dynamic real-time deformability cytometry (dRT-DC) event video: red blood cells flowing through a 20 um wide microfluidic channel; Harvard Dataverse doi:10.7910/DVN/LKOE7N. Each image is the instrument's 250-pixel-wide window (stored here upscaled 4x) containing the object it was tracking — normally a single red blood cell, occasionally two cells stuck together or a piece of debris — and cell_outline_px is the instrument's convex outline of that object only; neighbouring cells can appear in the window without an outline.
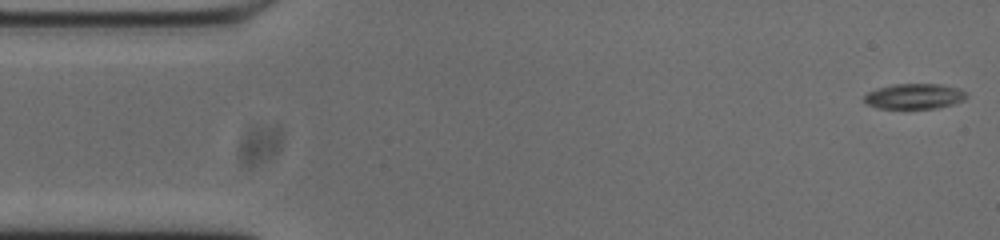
{"species": "common noctule bat (a hibernating species)", "species_latin": "Nyctalus noctula", "temperature_condition": "cold", "stored_images_in_passage": 54, "camera_frame_rate_fps": 3000, "um_per_image_px": 0.085, "animal": {"sex": "male", "body_mass_g": 20.0, "forearm_length_mm": 53.3}, "frame": {"image": 1, "passage_image": 1, "time_ms": 0.0, "image_size_px": [1000, 240], "cell_outline_px": [[968, 96], [964, 100], [952, 104], [936, 108], [876, 108], [868, 104], [864, 100], [864, 96], [868, 92], [876, 88], [892, 84], [940, 84], [956, 88], [964, 92]], "centroid_in_image_um": [77.69, 8.18], "position_along_channel_um": 7.3, "area_um2": 14.97}}
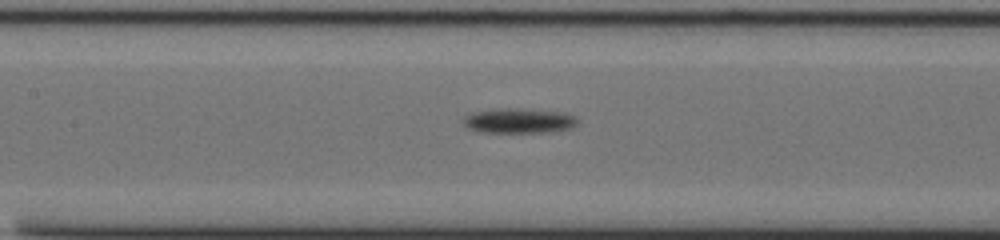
{"frame": {"image": 2, "passage_image": 23, "time_ms": 7.333, "image_size_px": [1000, 240], "cell_outline_px": [[580, 120], [572, 128], [548, 132], [484, 132], [468, 128], [460, 120], [464, 116], [472, 112], [504, 108], [524, 108], [564, 112], [576, 116]], "centroid_in_image_um": [44.13, 10.25], "position_along_channel_um": 163.3, "area_um2": 16.82}}
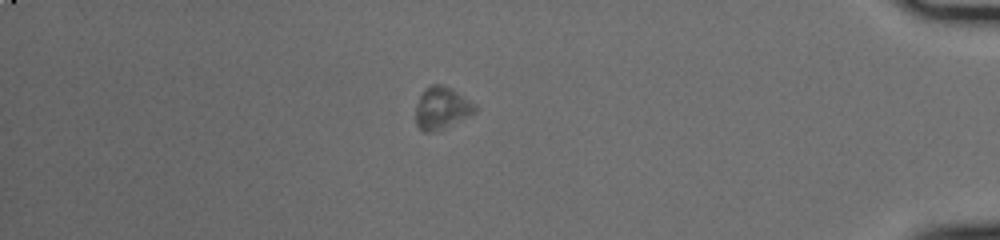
{"frame": {"image": 3, "passage_image": 46, "time_ms": 15.0, "image_size_px": [1000, 240], "cell_outline_px": [[476, 112], [436, 132], [424, 132], [416, 124], [416, 104], [424, 88], [428, 84], [440, 84], [452, 88], [476, 104]], "centroid_in_image_um": [37.53, 9.17], "position_along_channel_um": 397.7, "area_um2": 14.68}, "authors_computed_cell_mechanics": {"area_um2": 15.2303, "velocity_mm_per_s": 3.6895, "shape_relaxation_time_tau1_ms": 6.7405, "shape_relaxation_time_tau2_ms": null, "deformation_change_tau1": 0.2393, "deformation_change_tau2": null}}